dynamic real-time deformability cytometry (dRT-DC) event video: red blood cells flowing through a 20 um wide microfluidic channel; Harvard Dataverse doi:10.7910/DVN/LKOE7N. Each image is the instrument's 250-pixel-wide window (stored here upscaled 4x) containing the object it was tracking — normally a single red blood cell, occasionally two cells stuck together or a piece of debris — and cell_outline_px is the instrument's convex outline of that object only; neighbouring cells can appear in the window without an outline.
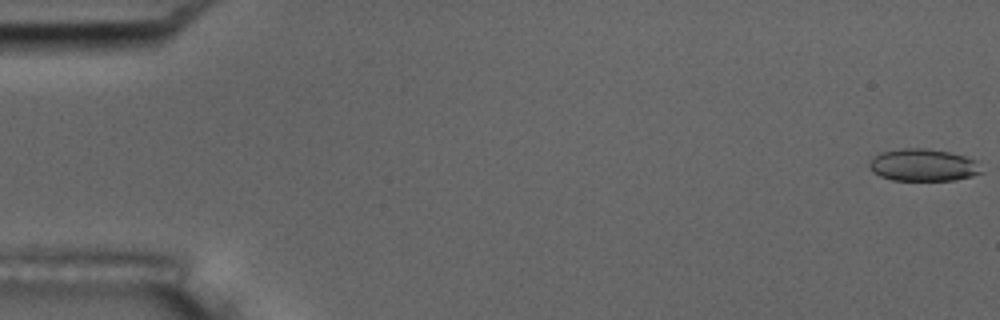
{"species": "common noctule bat (a hibernating species)", "species_latin": "Nyctalus noctula", "temperature_condition": "room temperature", "stored_images_in_passage": 55, "camera_frame_rate_fps": 3000, "um_per_image_px": 0.085, "animal": {"sex": "male", "body_mass_g": 17.5, "forearm_length_mm": 52.3}, "frame": {"image": 1, "passage_image": 1, "time_ms": 0.0, "image_size_px": [1000, 320], "cell_outline_px": [[984, 172], [972, 176], [956, 180], [892, 180], [880, 176], [872, 172], [868, 168], [868, 164], [880, 152], [904, 148], [928, 148], [948, 152], [964, 156], [976, 160]], "centroid_in_image_um": [78.48, 14.03], "position_along_channel_um": 6.5, "area_um2": 21.15}}
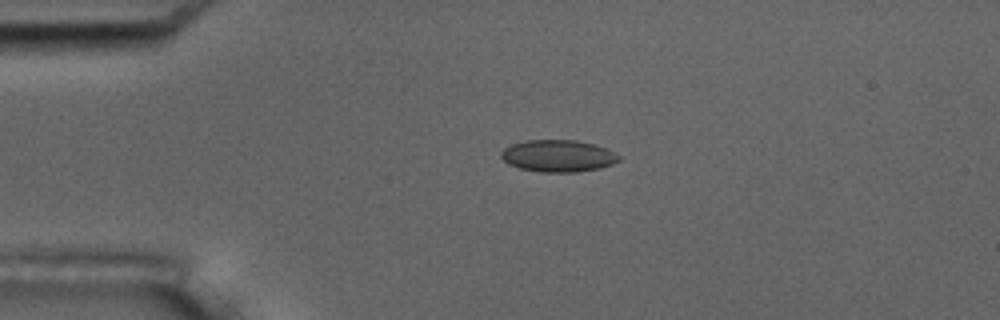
{"frame": {"image": 2, "passage_image": 13, "time_ms": 4.0, "image_size_px": [1000, 320], "cell_outline_px": [[620, 160], [612, 164], [600, 168], [576, 172], [540, 172], [520, 168], [508, 164], [500, 156], [500, 152], [504, 148], [512, 144], [524, 140], [576, 140], [608, 148], [620, 156]], "centroid_in_image_um": [47.43, 13.25], "position_along_channel_um": 37.6, "area_um2": 22.02}}
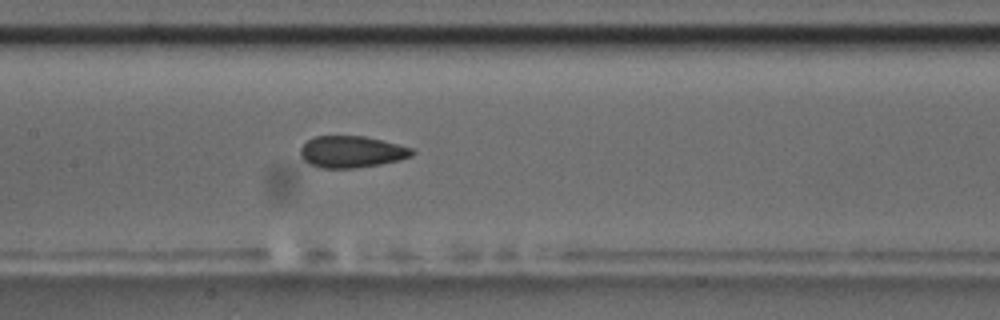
{"frame": {"image": 3, "passage_image": 27, "time_ms": 8.667, "image_size_px": [1000, 320], "cell_outline_px": [[416, 152], [412, 156], [400, 160], [380, 164], [356, 168], [320, 168], [308, 164], [300, 156], [300, 148], [308, 140], [316, 136], [364, 136], [412, 148]], "centroid_in_image_um": [29.87, 12.91], "position_along_channel_um": 177.5, "area_um2": 20.63}, "authors_computed_cell_mechanics": {"area_um2": 21.1548, "velocity_mm_per_s": 3.6884, "shape_relaxation_time_tau1_ms": 4.3842, "shape_relaxation_time_tau2_ms": 1.8713, "deformation_change_tau1": 0.1041, "deformation_change_tau2": 0.0689}}